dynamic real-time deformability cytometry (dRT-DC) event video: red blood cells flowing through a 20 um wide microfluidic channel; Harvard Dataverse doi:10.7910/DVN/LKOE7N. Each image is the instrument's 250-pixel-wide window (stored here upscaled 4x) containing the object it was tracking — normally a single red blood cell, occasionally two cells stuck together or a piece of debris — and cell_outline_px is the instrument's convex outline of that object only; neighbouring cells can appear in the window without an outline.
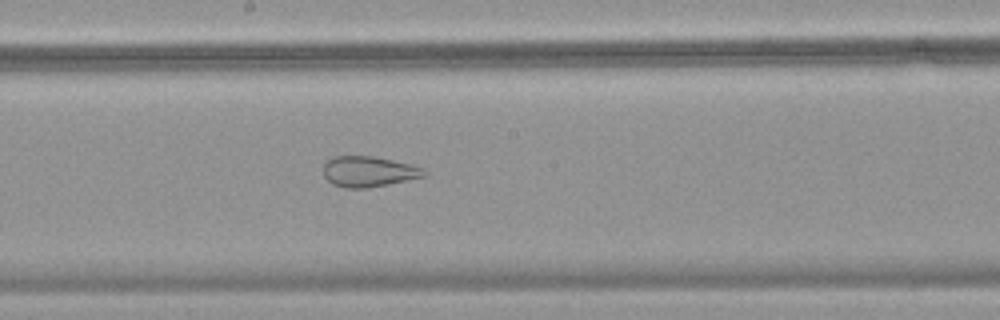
{"species": "common noctule bat (a hibernating species)", "species_latin": "Nyctalus noctula", "temperature_condition": "warm", "stored_images_in_passage": 50, "camera_frame_rate_fps": 3000, "um_per_image_px": 0.085, "animal": {"sex": "female", "body_mass_g": 18.4}, "frame": {"image": 1, "passage_image": 27, "time_ms": 8.667, "image_size_px": [1000, 320], "cell_outline_px": [[428, 176], [388, 184], [364, 188], [344, 188], [332, 184], [324, 176], [324, 164], [332, 156], [372, 156], [412, 164], [424, 168]], "centroid_in_image_um": [31.35, 14.58], "position_along_channel_um": 216.8, "area_um2": 18.03}}
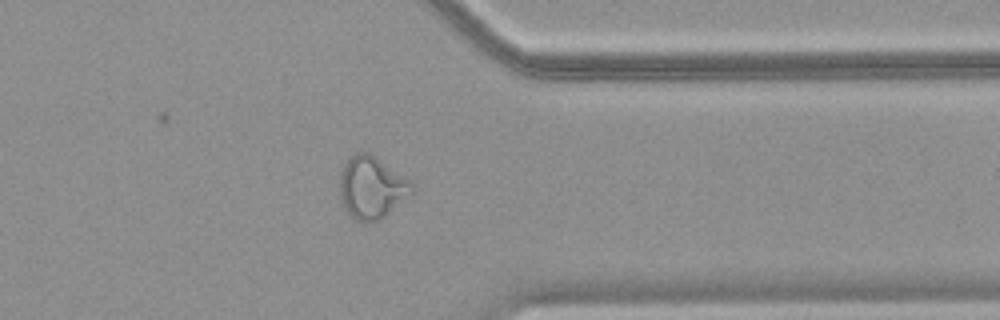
{"frame": {"image": 2, "passage_image": 39, "time_ms": 12.667, "image_size_px": [1000, 320], "cell_outline_px": [[416, 192], [412, 196], [380, 220], [356, 220], [344, 208], [340, 200], [340, 172], [344, 164], [356, 152], [368, 152], [376, 156], [416, 184]], "centroid_in_image_um": [31.66, 15.93], "position_along_channel_um": 379.7, "area_um2": 26.53}}
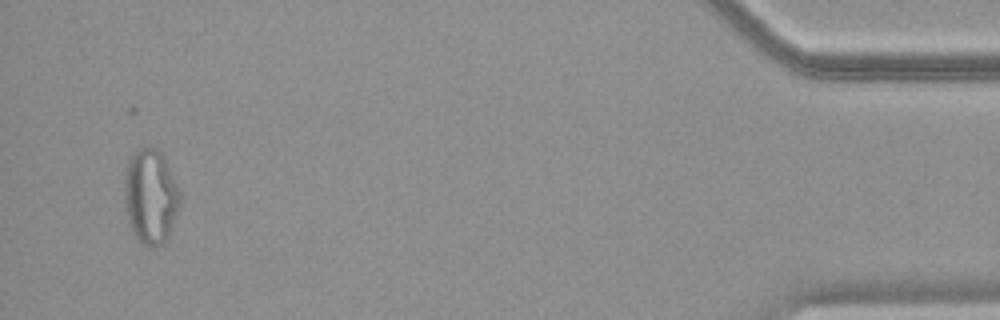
{"frame": {"image": 3, "passage_image": 47, "time_ms": 15.333, "image_size_px": [1000, 320], "cell_outline_px": [[180, 204], [168, 236], [164, 244], [156, 248], [152, 248], [144, 244], [136, 236], [128, 220], [124, 204], [124, 176], [128, 160], [140, 148], [148, 144], [152, 144], [160, 148], [164, 152], [180, 192]], "centroid_in_image_um": [12.81, 16.62], "position_along_channel_um": 422.4, "area_um2": 31.33}}